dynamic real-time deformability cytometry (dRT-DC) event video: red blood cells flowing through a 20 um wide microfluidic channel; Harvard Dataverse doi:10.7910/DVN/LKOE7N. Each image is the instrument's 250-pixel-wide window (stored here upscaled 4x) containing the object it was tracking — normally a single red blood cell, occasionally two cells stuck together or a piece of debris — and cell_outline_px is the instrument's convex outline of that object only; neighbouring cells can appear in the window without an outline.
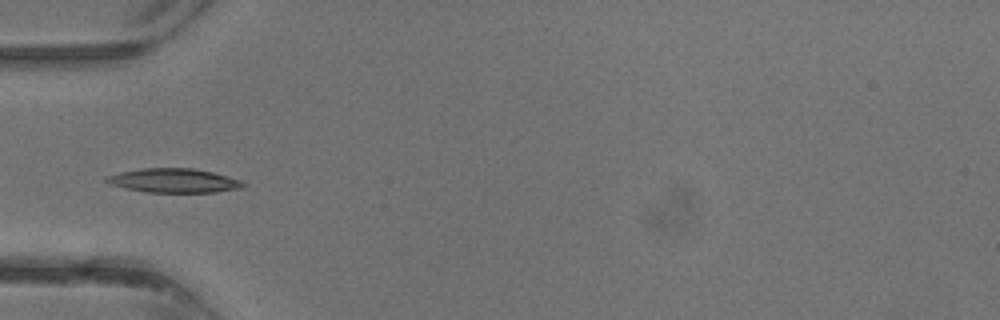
{"species": "common noctule bat (a hibernating species)", "species_latin": "Nyctalus noctula", "temperature_condition": "warm", "stored_images_in_passage": 24, "camera_frame_rate_fps": 3000, "um_per_image_px": 0.085, "animal": {"sex": "male", "body_mass_g": 13.3}, "frame": {"image": 1, "passage_image": 13, "time_ms": 4.0, "image_size_px": [1000, 320], "cell_outline_px": [[244, 184], [240, 188], [216, 192], [144, 192], [124, 188], [108, 184], [104, 180], [104, 176], [120, 172], [140, 168], [192, 168], [212, 172], [240, 180]], "centroid_in_image_um": [14.67, 15.35], "position_along_channel_um": 70.3, "area_um2": 19.19}}
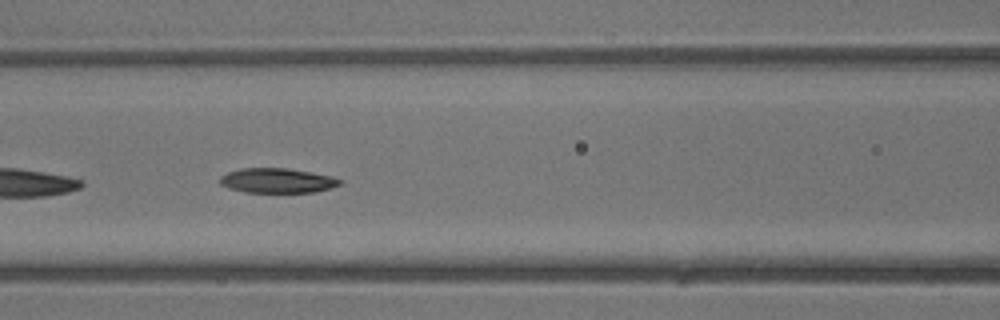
{"frame": {"image": 2, "passage_image": 17, "time_ms": 5.333, "image_size_px": [1000, 320], "cell_outline_px": [[344, 180], [340, 184], [316, 192], [244, 192], [228, 188], [220, 184], [220, 176], [228, 172], [240, 168], [284, 168], [332, 176]], "centroid_in_image_um": [23.54, 15.35], "position_along_channel_um": 143.1, "area_um2": 17.17}}
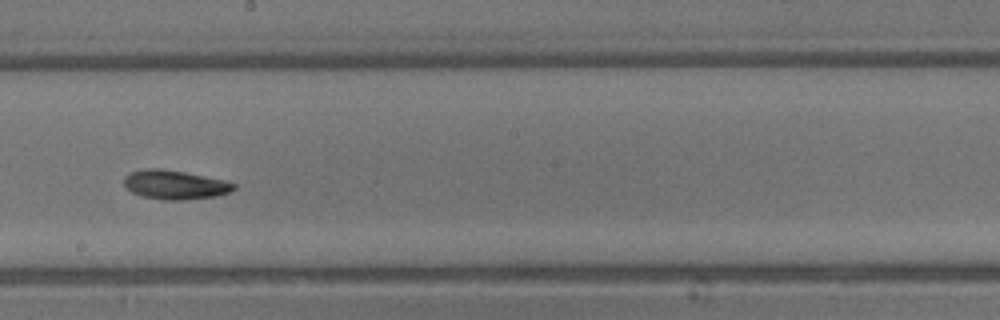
{"frame": {"image": 3, "passage_image": 22, "time_ms": 7.0, "image_size_px": [1000, 320], "cell_outline_px": [[236, 188], [232, 192], [216, 196], [180, 200], [164, 200], [144, 196], [132, 192], [124, 184], [124, 176], [132, 172], [144, 168], [160, 168], [184, 172], [224, 180], [236, 184]], "centroid_in_image_um": [14.89, 15.7], "position_along_channel_um": 233.3, "area_um2": 18.5}}